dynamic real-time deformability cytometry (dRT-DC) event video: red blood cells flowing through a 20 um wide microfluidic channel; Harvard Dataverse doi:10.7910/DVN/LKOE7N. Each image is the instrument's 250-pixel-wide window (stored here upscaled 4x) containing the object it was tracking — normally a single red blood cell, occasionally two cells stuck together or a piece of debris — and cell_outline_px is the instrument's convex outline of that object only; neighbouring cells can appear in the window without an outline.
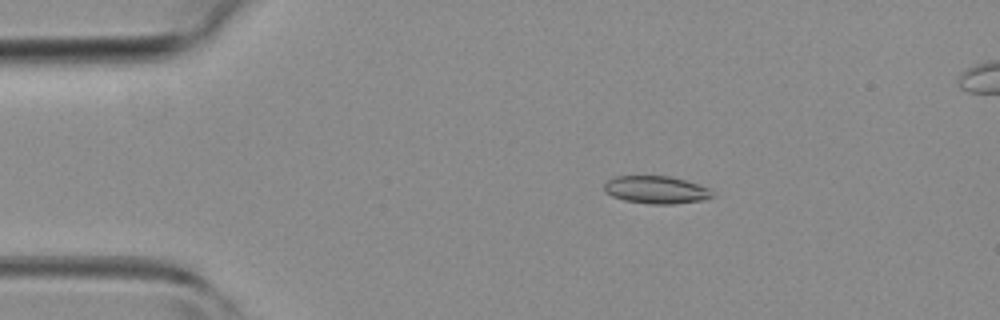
{"species": "common noctule bat (a hibernating species)", "species_latin": "Nyctalus noctula", "temperature_condition": "room temperature", "stored_images_in_passage": 3, "camera_frame_rate_fps": 3000, "um_per_image_px": 0.085, "animal": {"sex": "female", "body_mass_g": 19.3, "forearm_length_mm": 54.1}, "frame": {"image": 1, "passage_image": 2, "time_ms": 1.0, "image_size_px": [1000, 320], "cell_outline_px": [[716, 196], [704, 200], [676, 204], [652, 204], [624, 200], [612, 196], [604, 192], [604, 184], [608, 180], [616, 176], [668, 176], [684, 180], [708, 188]], "centroid_in_image_um": [55.77, 16.14], "position_along_channel_um": 29.2, "area_um2": 17.4}}